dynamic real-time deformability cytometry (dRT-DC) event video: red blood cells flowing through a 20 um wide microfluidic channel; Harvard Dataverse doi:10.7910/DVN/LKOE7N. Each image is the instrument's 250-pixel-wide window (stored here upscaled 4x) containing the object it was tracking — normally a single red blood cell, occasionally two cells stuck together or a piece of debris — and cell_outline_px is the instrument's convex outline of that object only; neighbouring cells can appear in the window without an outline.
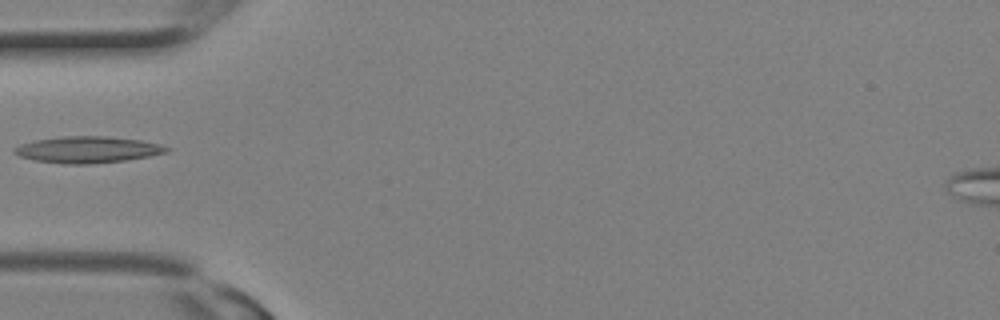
{"species": "Egyptian fruit bat (a non-hibernating species)", "species_latin": "Rousettus aegyptiacus", "temperature_condition": "room temperature", "stored_images_in_passage": 19, "camera_frame_rate_fps": 3000, "um_per_image_px": 0.085, "animal": {"sex": "female"}, "frame": {"image": 1, "passage_image": 1, "time_ms": 0.0, "image_size_px": [1000, 320], "cell_outline_px": [[172, 148], [168, 152], [148, 156], [124, 160], [88, 164], [64, 164], [36, 160], [20, 156], [12, 152], [12, 148], [20, 144], [36, 140], [60, 136], [108, 136], [140, 140], [160, 144]], "centroid_in_image_um": [7.44, 12.71], "position_along_channel_um": 77.6, "area_um2": 23.47}}
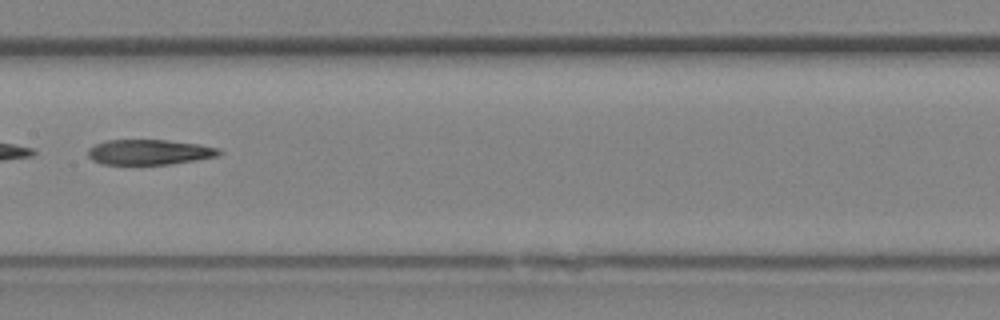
{"frame": {"image": 2, "passage_image": 6, "time_ms": 1.667, "image_size_px": [1000, 320], "cell_outline_px": [[224, 152], [216, 156], [168, 164], [100, 164], [92, 160], [88, 156], [88, 148], [96, 144], [108, 140], [168, 140], [200, 144], [220, 148]], "centroid_in_image_um": [12.68, 12.92], "position_along_channel_um": 194.7, "area_um2": 19.19}}
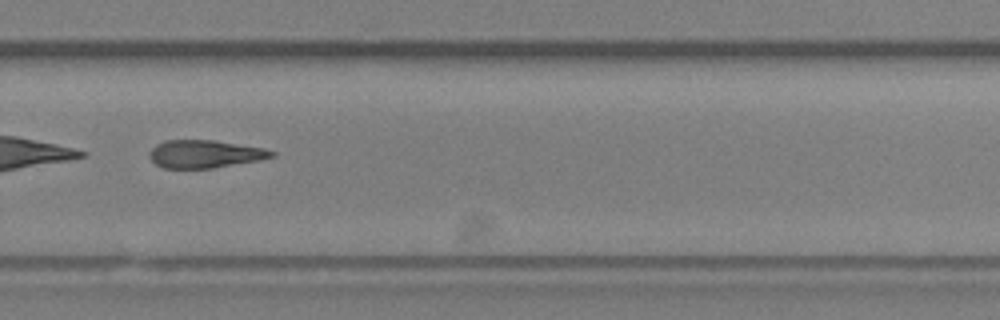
{"frame": {"image": 3, "passage_image": 11, "time_ms": 3.333, "image_size_px": [1000, 320], "cell_outline_px": [[276, 156], [260, 160], [212, 168], [164, 168], [156, 164], [148, 156], [148, 152], [156, 144], [164, 140], [212, 140], [264, 148], [276, 152]], "centroid_in_image_um": [17.4, 13.08], "position_along_channel_um": 312.4, "area_um2": 19.83}}